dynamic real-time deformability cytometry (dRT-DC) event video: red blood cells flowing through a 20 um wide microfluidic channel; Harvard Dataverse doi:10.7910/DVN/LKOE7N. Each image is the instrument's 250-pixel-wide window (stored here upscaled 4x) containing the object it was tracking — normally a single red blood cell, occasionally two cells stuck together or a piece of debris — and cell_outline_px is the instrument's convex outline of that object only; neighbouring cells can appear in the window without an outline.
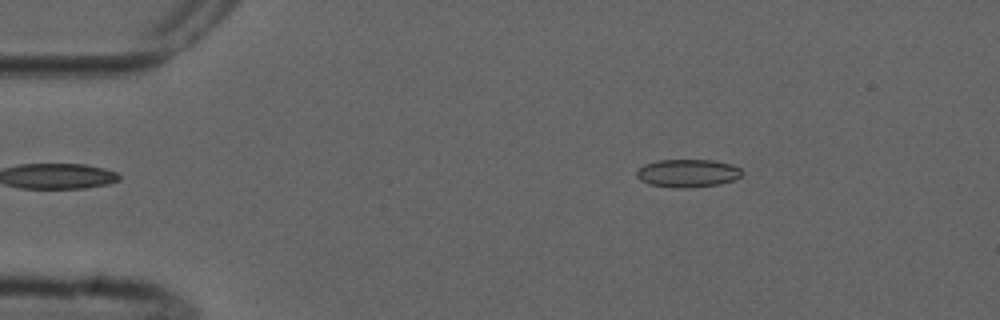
{"species": "common noctule bat (a hibernating species)", "species_latin": "Nyctalus noctula", "temperature_condition": "cold", "stored_images_in_passage": 4, "camera_frame_rate_fps": 3000, "um_per_image_px": 0.085, "animal": {"sex": "male", "forearm_length_mm": 52.5}, "frame": {"image": 1, "passage_image": 1, "time_ms": 0.0, "image_size_px": [1000, 320], "cell_outline_px": [[744, 172], [736, 180], [720, 184], [684, 188], [676, 188], [648, 184], [640, 180], [636, 176], [636, 172], [644, 164], [656, 160], [712, 160], [732, 164], [740, 168]], "centroid_in_image_um": [58.47, 14.72], "position_along_channel_um": 26.5, "area_um2": 17.34}}
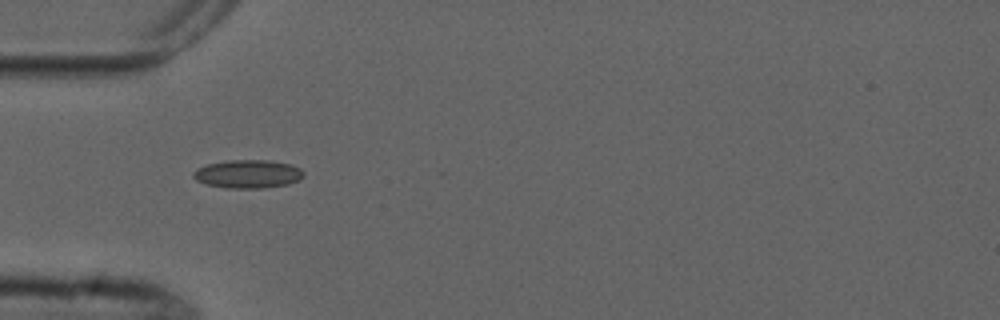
{"frame": {"image": 2, "passage_image": 3, "time_ms": 2.667, "image_size_px": [1000, 320], "cell_outline_px": [[304, 176], [300, 180], [288, 184], [264, 188], [224, 188], [208, 184], [196, 180], [192, 176], [192, 172], [196, 168], [208, 164], [228, 160], [268, 160], [292, 164], [300, 168], [304, 172]], "centroid_in_image_um": [21.09, 14.78], "position_along_channel_um": 63.9, "area_um2": 18.38}}
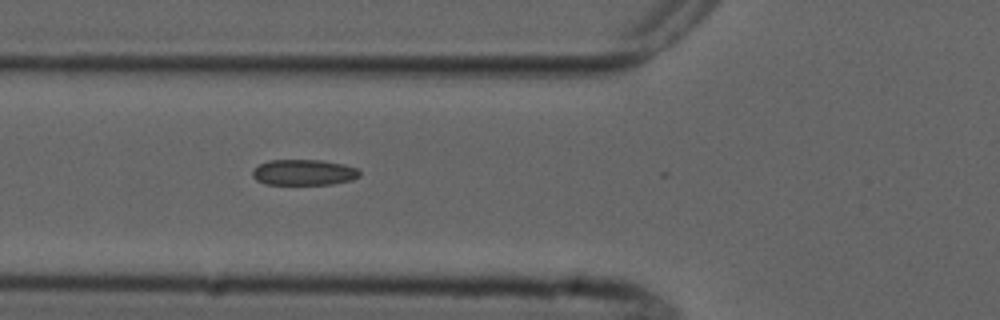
{"frame": {"image": 3, "passage_image": 4, "time_ms": 3.667, "image_size_px": [1000, 320], "cell_outline_px": [[360, 176], [352, 180], [332, 184], [264, 184], [256, 180], [252, 176], [252, 172], [260, 164], [268, 160], [320, 160], [344, 164], [356, 168], [360, 172]], "centroid_in_image_um": [25.83, 14.65], "position_along_channel_um": 100.0, "area_um2": 16.07}}